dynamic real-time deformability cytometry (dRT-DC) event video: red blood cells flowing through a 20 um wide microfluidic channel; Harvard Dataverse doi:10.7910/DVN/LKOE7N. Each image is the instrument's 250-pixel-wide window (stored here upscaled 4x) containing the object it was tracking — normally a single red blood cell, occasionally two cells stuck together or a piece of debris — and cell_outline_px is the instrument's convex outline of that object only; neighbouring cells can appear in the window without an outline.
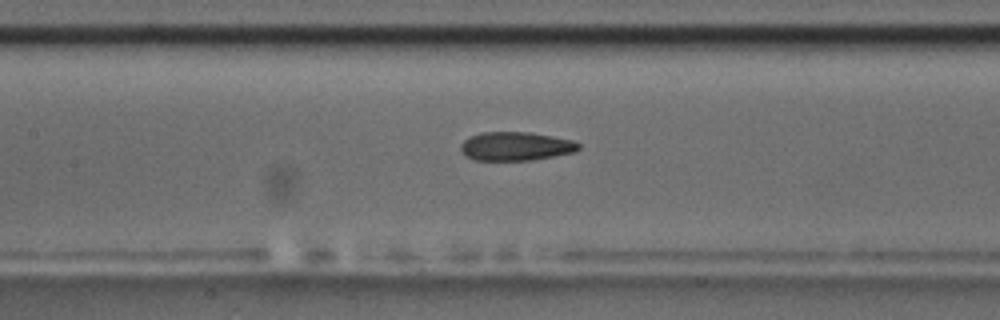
{"species": "common noctule bat (a hibernating species)", "species_latin": "Nyctalus noctula", "temperature_condition": "room temperature", "stored_images_in_passage": 43, "camera_frame_rate_fps": 3000, "um_per_image_px": 0.085, "animal": {"sex": "male", "body_mass_g": 17.5, "forearm_length_mm": 52.3}, "frame": {"image": 1, "passage_image": 13, "time_ms": 4.0, "image_size_px": [1000, 320], "cell_outline_px": [[580, 148], [576, 152], [532, 160], [472, 160], [460, 148], [460, 144], [468, 136], [480, 132], [528, 132], [572, 140], [580, 144]], "centroid_in_image_um": [43.83, 12.43], "position_along_channel_um": 163.6, "area_um2": 19.71}, "authors_computed_cell_mechanics": {"area_um2": 20.2878, "velocity_mm_per_s": 3.5757, "shape_relaxation_time_tau1_ms": null, "shape_relaxation_time_tau2_ms": 3.922, "deformation_change_tau1": null, "deformation_change_tau2": 0.1114}}